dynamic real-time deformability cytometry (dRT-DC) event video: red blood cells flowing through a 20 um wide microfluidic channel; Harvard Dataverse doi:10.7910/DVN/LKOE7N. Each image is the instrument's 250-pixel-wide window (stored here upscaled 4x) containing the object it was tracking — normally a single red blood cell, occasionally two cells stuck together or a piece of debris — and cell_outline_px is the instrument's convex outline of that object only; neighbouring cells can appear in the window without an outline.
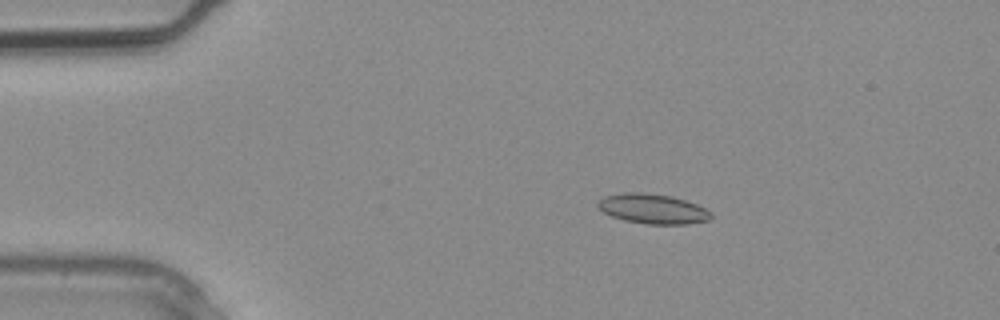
{"species": "common noctule bat (a hibernating species)", "species_latin": "Nyctalus noctula", "temperature_condition": "warm", "stored_images_in_passage": 3, "camera_frame_rate_fps": 3000, "um_per_image_px": 0.085, "animal": {"sex": "male", "body_mass_g": 20.4}, "frame": {"image": 1, "passage_image": 2, "time_ms": 0.333, "image_size_px": [1000, 320], "cell_outline_px": [[712, 216], [708, 220], [688, 224], [648, 224], [624, 220], [612, 216], [604, 212], [596, 204], [604, 196], [620, 192], [644, 192], [672, 196], [696, 204], [712, 212]], "centroid_in_image_um": [55.48, 17.74], "position_along_channel_um": 29.5, "area_um2": 19.65}}